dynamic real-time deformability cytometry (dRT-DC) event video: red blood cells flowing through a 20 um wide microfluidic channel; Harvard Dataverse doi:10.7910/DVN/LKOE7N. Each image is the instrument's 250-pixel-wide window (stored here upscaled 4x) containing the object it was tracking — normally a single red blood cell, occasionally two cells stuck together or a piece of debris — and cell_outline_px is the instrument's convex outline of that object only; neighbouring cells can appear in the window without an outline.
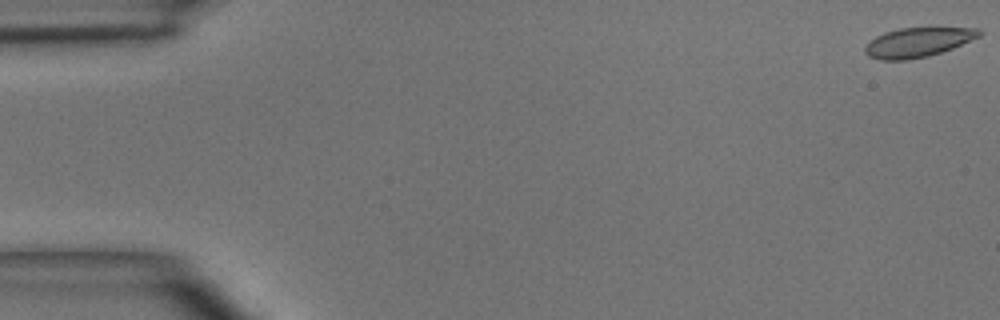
{"species": "common noctule bat (a hibernating species)", "species_latin": "Nyctalus noctula", "temperature_condition": "room temperature", "stored_images_in_passage": 9, "camera_frame_rate_fps": 3000, "um_per_image_px": 0.085, "animal": {"sex": "male", "body_mass_g": 15.6}, "frame": {"image": 1, "passage_image": 1, "time_ms": 0.0, "image_size_px": [1000, 320], "cell_outline_px": [[984, 32], [980, 36], [952, 48], [928, 56], [908, 60], [880, 60], [868, 56], [864, 52], [864, 48], [876, 36], [884, 32], [900, 28], [980, 28]], "centroid_in_image_um": [78.01, 3.6], "position_along_channel_um": 7.0, "area_um2": 19.48}}
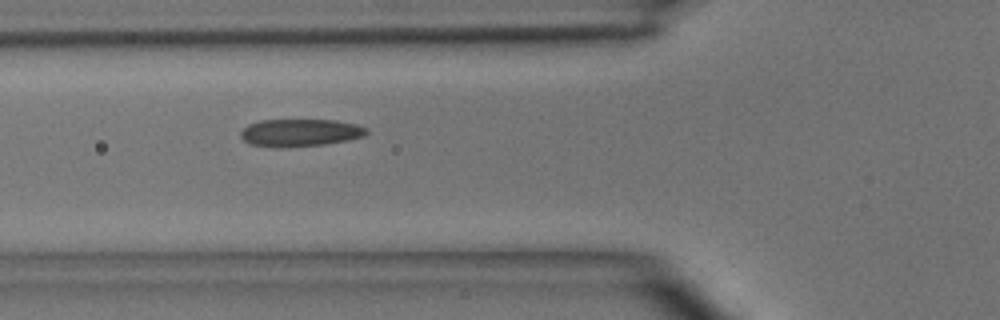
{"frame": {"image": 2, "passage_image": 6, "time_ms": 5.667, "image_size_px": [1000, 320], "cell_outline_px": [[368, 132], [364, 136], [348, 140], [324, 144], [288, 148], [280, 148], [248, 144], [240, 136], [240, 132], [248, 124], [260, 120], [336, 120], [356, 124], [368, 128]], "centroid_in_image_um": [25.5, 11.28], "position_along_channel_um": 100.3, "area_um2": 20.4}}